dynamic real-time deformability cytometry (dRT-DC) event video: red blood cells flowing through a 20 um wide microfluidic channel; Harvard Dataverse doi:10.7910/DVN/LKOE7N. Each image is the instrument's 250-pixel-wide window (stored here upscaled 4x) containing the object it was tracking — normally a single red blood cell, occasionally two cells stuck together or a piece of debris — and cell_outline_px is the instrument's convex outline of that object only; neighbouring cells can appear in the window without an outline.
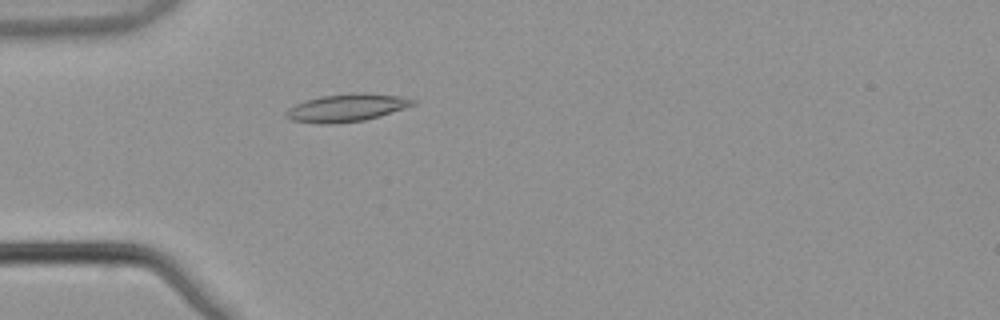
{"species": "common noctule bat (a hibernating species)", "species_latin": "Nyctalus noctula", "temperature_condition": "warm", "stored_images_in_passage": 5, "camera_frame_rate_fps": 3000, "um_per_image_px": 0.085, "animal": {"sex": "male", "body_mass_g": 21.5, "forearm_length_mm": 52.0}, "frame": {"image": 1, "passage_image": 5, "time_ms": 1.333, "image_size_px": [1000, 320], "cell_outline_px": [[416, 104], [380, 116], [364, 120], [332, 124], [320, 124], [292, 120], [284, 116], [284, 112], [288, 108], [304, 100], [320, 96], [352, 92], [400, 96], [416, 100]], "centroid_in_image_um": [29.42, 9.16], "position_along_channel_um": 55.6, "area_um2": 20.52}}